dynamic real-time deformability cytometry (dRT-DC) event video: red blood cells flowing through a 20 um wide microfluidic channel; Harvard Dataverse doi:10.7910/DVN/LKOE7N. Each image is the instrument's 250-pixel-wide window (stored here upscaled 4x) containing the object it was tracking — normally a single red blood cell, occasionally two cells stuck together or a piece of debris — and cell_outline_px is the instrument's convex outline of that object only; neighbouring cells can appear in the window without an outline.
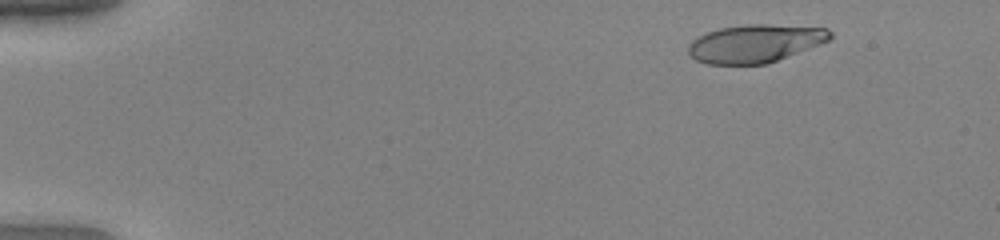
{"species": "human", "species_latin": "Homo sapiens", "temperature_condition": "warm", "stored_images_in_passage": 52, "camera_frame_rate_fps": 3000, "um_per_image_px": 0.085, "donor": {"sex": "female"}, "frame": {"image": 1, "passage_image": 6, "time_ms": 1.667, "image_size_px": [1000, 240], "cell_outline_px": [[832, 36], [828, 40], [820, 44], [768, 64], [704, 64], [696, 60], [688, 52], [688, 44], [692, 40], [708, 32], [720, 28], [748, 24], [768, 24], [828, 28], [832, 32]], "centroid_in_image_um": [64.19, 3.7], "position_along_channel_um": 20.8, "area_um2": 31.39}}
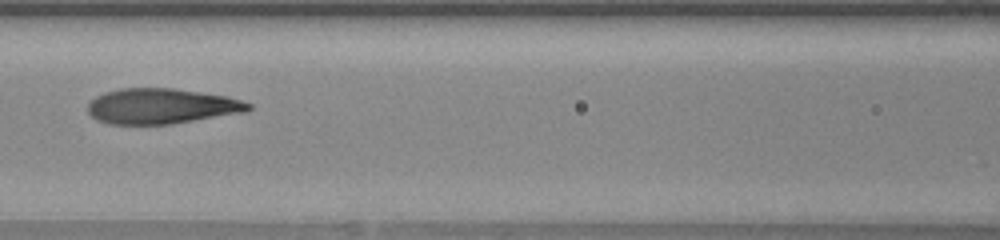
{"frame": {"image": 2, "passage_image": 25, "time_ms": 8.0, "image_size_px": [1000, 240], "cell_outline_px": [[252, 108], [248, 112], [168, 124], [108, 124], [96, 120], [88, 112], [88, 104], [96, 96], [104, 92], [120, 88], [176, 88], [228, 96], [252, 104]], "centroid_in_image_um": [13.74, 9.02], "position_along_channel_um": 152.9, "area_um2": 33.29}}
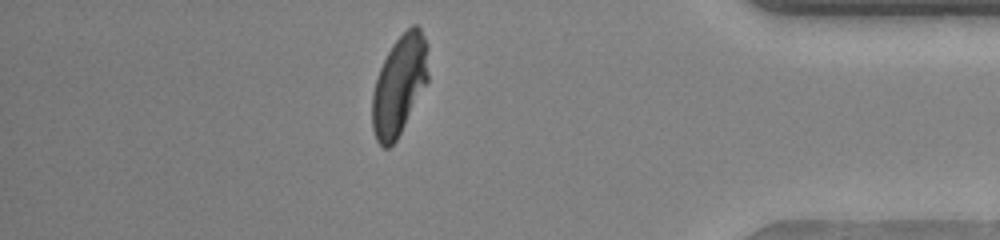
{"frame": {"image": 3, "passage_image": 46, "time_ms": 15.0, "image_size_px": [1000, 240], "cell_outline_px": [[428, 80], [396, 140], [388, 148], [384, 148], [376, 140], [372, 128], [372, 92], [380, 68], [392, 44], [412, 24], [416, 24], [420, 28], [428, 44]], "centroid_in_image_um": [33.94, 7.21], "position_along_channel_um": 401.3, "area_um2": 32.31}, "authors_computed_cell_mechanics": {"area_um2": 33.3217, "velocity_mm_per_s": 3.9646, "shape_relaxation_time_tau1_ms": 5.1334, "shape_relaxation_time_tau2_ms": null, "deformation_change_tau1": 0.2698, "deformation_change_tau2": null}}